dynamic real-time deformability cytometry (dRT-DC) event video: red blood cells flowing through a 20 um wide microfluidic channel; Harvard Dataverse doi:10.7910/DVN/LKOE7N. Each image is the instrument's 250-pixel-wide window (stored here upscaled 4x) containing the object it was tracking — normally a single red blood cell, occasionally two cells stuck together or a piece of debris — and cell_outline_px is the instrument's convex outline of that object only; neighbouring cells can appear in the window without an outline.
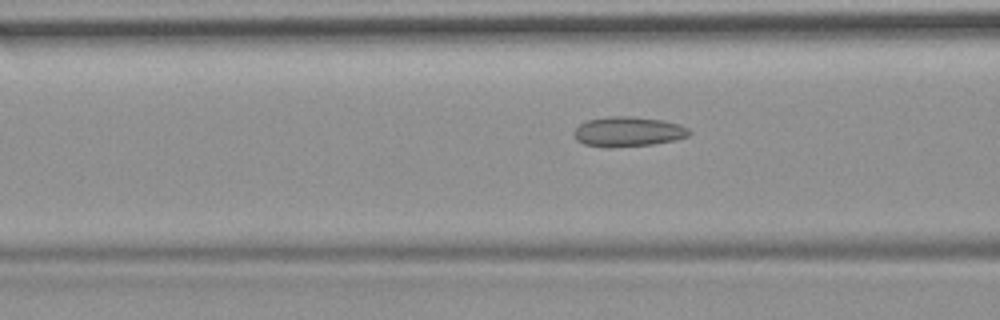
{"species": "common noctule bat (a hibernating species)", "species_latin": "Nyctalus noctula", "temperature_condition": "room temperature", "stored_images_in_passage": 20, "camera_frame_rate_fps": 3000, "um_per_image_px": 0.085, "animal": {"sex": "female", "body_mass_g": 19.9}, "frame": {"image": 1, "passage_image": 17, "time_ms": 5.333, "image_size_px": [1000, 320], "cell_outline_px": [[692, 132], [688, 136], [676, 140], [652, 144], [612, 148], [608, 148], [584, 144], [576, 140], [572, 132], [580, 124], [588, 120], [612, 116], [632, 116], [664, 120], [680, 124], [688, 128]], "centroid_in_image_um": [53.4, 11.2], "position_along_channel_um": 113.2, "area_um2": 20.29}}